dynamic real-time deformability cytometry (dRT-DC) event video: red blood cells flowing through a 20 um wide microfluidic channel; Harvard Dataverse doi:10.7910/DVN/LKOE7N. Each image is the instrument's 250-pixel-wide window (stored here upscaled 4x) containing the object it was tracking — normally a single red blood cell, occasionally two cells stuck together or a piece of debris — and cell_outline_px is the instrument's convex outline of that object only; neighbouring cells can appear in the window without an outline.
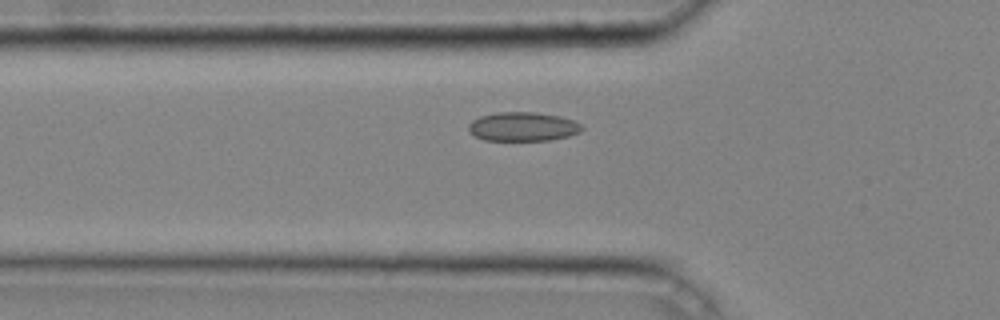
{"species": "common noctule bat (a hibernating species)", "species_latin": "Nyctalus noctula", "temperature_condition": "cold", "stored_images_in_passage": 30, "camera_frame_rate_fps": 3000, "um_per_image_px": 0.085, "animal": {"sex": "male", "body_mass_g": 20.4}, "frame": {"image": 1, "passage_image": 5, "time_ms": 1.333, "image_size_px": [1000, 320], "cell_outline_px": [[584, 128], [580, 132], [568, 136], [548, 140], [484, 140], [468, 132], [468, 124], [472, 120], [480, 116], [500, 112], [536, 112], [560, 116], [572, 120], [580, 124]], "centroid_in_image_um": [44.42, 10.76], "position_along_channel_um": 81.4, "area_um2": 19.13}}
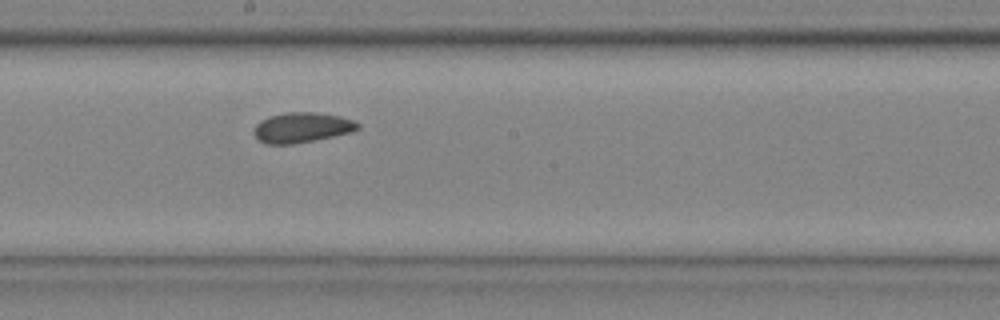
{"frame": {"image": 2, "passage_image": 15, "time_ms": 4.667, "image_size_px": [1000, 320], "cell_outline_px": [[360, 128], [348, 132], [316, 140], [292, 144], [264, 144], [252, 132], [256, 124], [260, 120], [268, 116], [288, 112], [312, 112], [340, 116], [352, 120], [360, 124]], "centroid_in_image_um": [25.61, 10.84], "position_along_channel_um": 222.6, "area_um2": 18.15}}
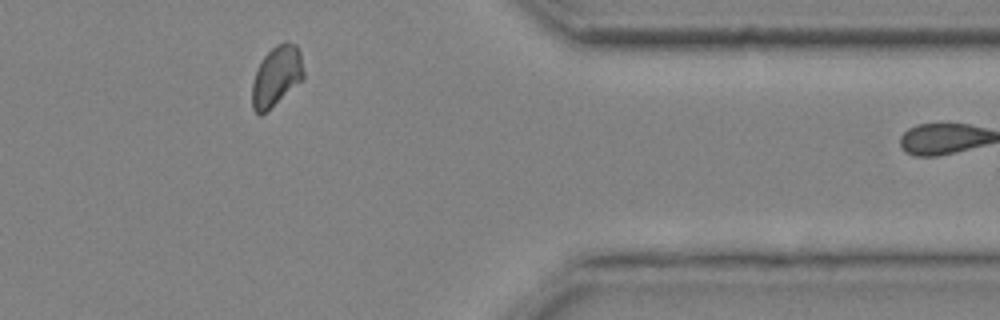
{"frame": {"image": 3, "passage_image": 28, "time_ms": 9.0, "image_size_px": [1000, 320], "cell_outline_px": [[304, 80], [260, 116], [252, 108], [252, 84], [256, 72], [264, 56], [276, 44], [284, 40], [296, 44], [300, 52], [304, 72]], "centroid_in_image_um": [23.53, 6.45], "position_along_channel_um": 387.9, "area_um2": 18.09}}